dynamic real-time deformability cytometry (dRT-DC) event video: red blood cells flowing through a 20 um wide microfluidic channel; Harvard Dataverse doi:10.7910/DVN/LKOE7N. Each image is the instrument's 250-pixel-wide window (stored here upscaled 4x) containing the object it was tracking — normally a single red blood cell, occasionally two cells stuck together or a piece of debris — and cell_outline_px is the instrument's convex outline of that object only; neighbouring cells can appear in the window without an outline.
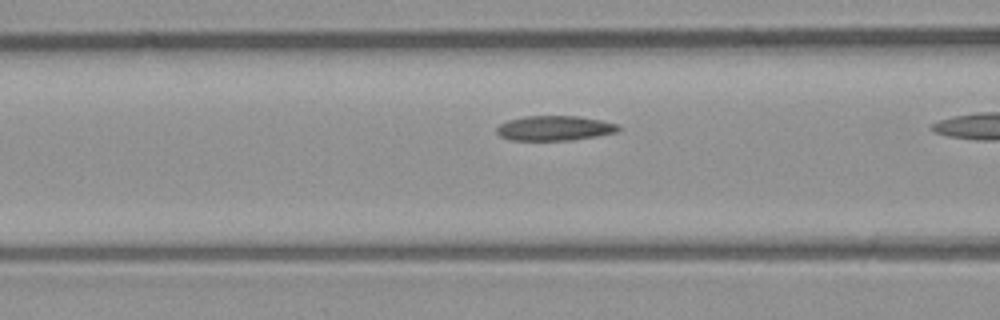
{"species": "common noctule bat (a hibernating species)", "species_latin": "Nyctalus noctula", "temperature_condition": "room temperature", "stored_images_in_passage": 9, "camera_frame_rate_fps": 3000, "um_per_image_px": 0.085, "animal": {"sex": "male", "body_mass_g": 23.1, "forearm_length_mm": 52.7}, "frame": {"image": 1, "passage_image": 7, "time_ms": 2.0, "image_size_px": [1000, 320], "cell_outline_px": [[620, 128], [616, 132], [596, 136], [572, 140], [512, 140], [500, 136], [496, 132], [496, 128], [500, 124], [508, 120], [524, 116], [580, 116], [620, 124]], "centroid_in_image_um": [47.14, 10.89], "position_along_channel_um": 119.5, "area_um2": 17.63}}